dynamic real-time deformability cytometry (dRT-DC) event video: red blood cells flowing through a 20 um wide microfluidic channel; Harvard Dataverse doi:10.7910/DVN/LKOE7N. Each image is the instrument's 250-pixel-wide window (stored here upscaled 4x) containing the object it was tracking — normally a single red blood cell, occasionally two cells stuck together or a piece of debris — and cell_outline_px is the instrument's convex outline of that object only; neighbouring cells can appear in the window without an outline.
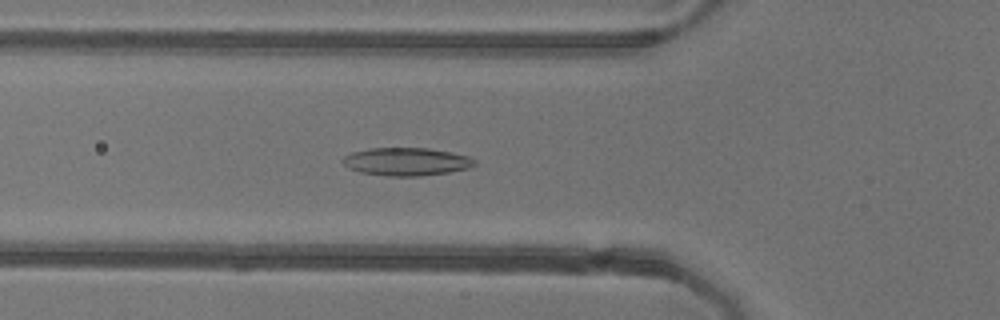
{"species": "common noctule bat (a hibernating species)", "species_latin": "Nyctalus noctula", "temperature_condition": "warm", "stored_images_in_passage": 43, "camera_frame_rate_fps": 3000, "um_per_image_px": 0.085, "animal": {"sex": "female"}, "frame": {"image": 1, "passage_image": 9, "time_ms": 2.667, "image_size_px": [1000, 320], "cell_outline_px": [[476, 164], [468, 168], [448, 172], [420, 176], [388, 176], [360, 172], [348, 168], [340, 160], [344, 156], [352, 152], [368, 148], [428, 148], [452, 152], [468, 156], [476, 160]], "centroid_in_image_um": [34.52, 13.73], "position_along_channel_um": 91.3, "area_um2": 21.56}}
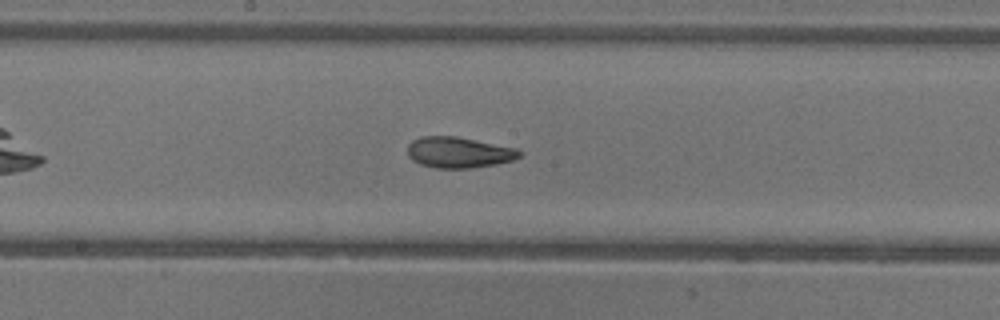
{"frame": {"image": 2, "passage_image": 18, "time_ms": 5.667, "image_size_px": [1000, 320], "cell_outline_px": [[524, 152], [520, 156], [512, 160], [496, 164], [468, 168], [436, 168], [420, 164], [412, 160], [408, 156], [408, 144], [412, 140], [420, 136], [456, 136], [516, 148]], "centroid_in_image_um": [38.98, 12.95], "position_along_channel_um": 209.2, "area_um2": 20.17}}
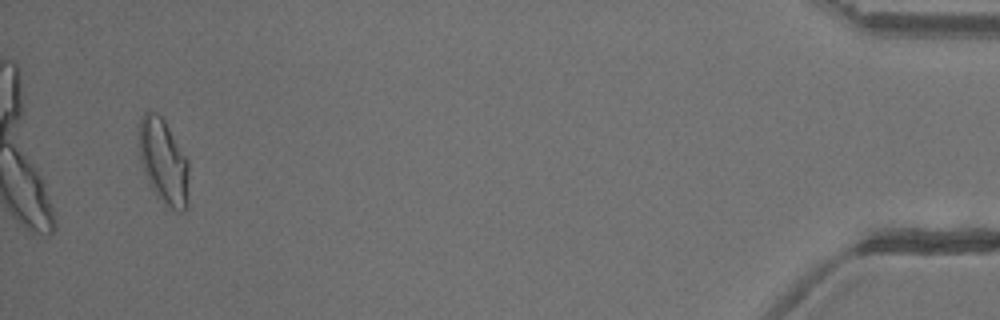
{"frame": {"image": 3, "passage_image": 41, "time_ms": 13.333, "image_size_px": [1000, 320], "cell_outline_px": [[188, 208], [184, 212], [180, 212], [164, 204], [156, 196], [144, 172], [140, 160], [140, 116], [148, 108], [156, 112], [164, 120], [188, 160]], "centroid_in_image_um": [13.91, 13.74], "position_along_channel_um": 421.3, "area_um2": 24.74}, "authors_computed_cell_mechanics": {"area_um2": 20.9236, "velocity_mm_per_s": 3.9028, "shape_relaxation_time_tau1_ms": 7.1319, "shape_relaxation_time_tau2_ms": 1.8103, "deformation_change_tau1": 0.1992, "deformation_change_tau2": 0.0824}}